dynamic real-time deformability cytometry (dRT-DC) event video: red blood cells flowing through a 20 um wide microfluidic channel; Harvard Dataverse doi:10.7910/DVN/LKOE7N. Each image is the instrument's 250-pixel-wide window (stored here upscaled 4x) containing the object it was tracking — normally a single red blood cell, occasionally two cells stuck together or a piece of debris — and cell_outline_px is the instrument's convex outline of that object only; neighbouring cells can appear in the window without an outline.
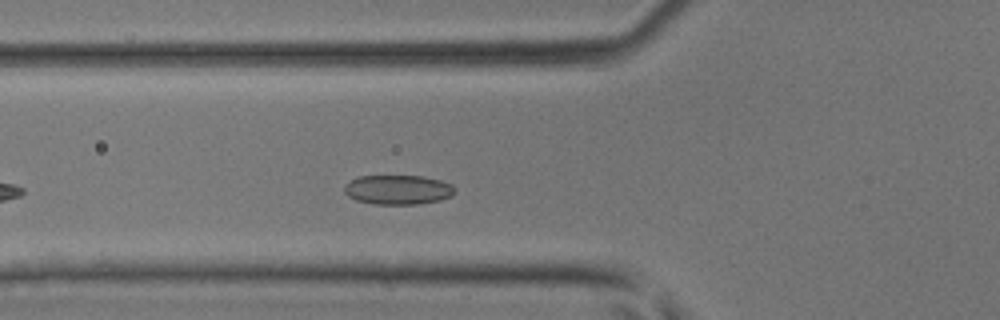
{"species": "common noctule bat (a hibernating species)", "species_latin": "Nyctalus noctula", "temperature_condition": "room temperature", "stored_images_in_passage": 27, "camera_frame_rate_fps": 3000, "um_per_image_px": 0.085, "animal": {"sex": "male", "body_mass_g": 17.9, "forearm_length_mm": 54.2}, "frame": {"image": 1, "passage_image": 6, "time_ms": 1.667, "image_size_px": [1000, 320], "cell_outline_px": [[456, 192], [452, 196], [440, 200], [416, 204], [372, 204], [356, 200], [348, 196], [344, 192], [344, 184], [360, 176], [424, 176], [440, 180], [452, 184], [456, 188]], "centroid_in_image_um": [33.85, 16.13], "position_along_channel_um": 92.0, "area_um2": 19.13}}
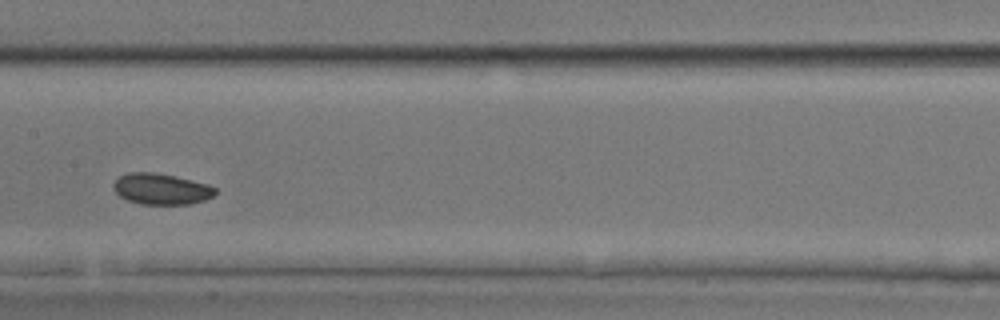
{"frame": {"image": 2, "passage_image": 13, "time_ms": 4.0, "image_size_px": [1000, 320], "cell_outline_px": [[216, 192], [212, 196], [204, 200], [188, 204], [140, 204], [128, 200], [120, 196], [116, 192], [112, 184], [120, 176], [128, 172], [156, 172], [208, 184], [216, 188]], "centroid_in_image_um": [13.69, 16.06], "position_along_channel_um": 193.7, "area_um2": 18.26}}
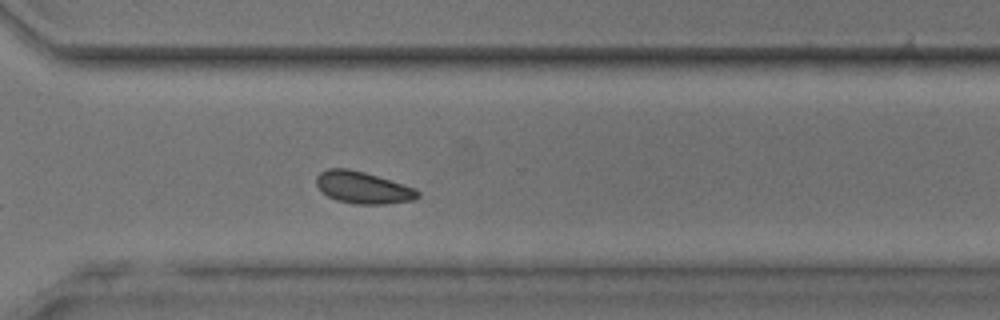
{"frame": {"image": 3, "passage_image": 23, "time_ms": 7.333, "image_size_px": [1000, 320], "cell_outline_px": [[420, 196], [412, 200], [384, 204], [352, 204], [336, 200], [328, 196], [316, 184], [316, 176], [320, 172], [328, 168], [348, 168], [364, 172], [412, 188], [420, 192]], "centroid_in_image_um": [30.8, 15.95], "position_along_channel_um": 339.8, "area_um2": 18.55}}